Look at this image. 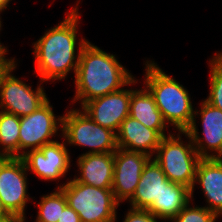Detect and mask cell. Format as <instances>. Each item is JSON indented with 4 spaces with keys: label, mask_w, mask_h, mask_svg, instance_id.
Masks as SVG:
<instances>
[{
    "label": "cell",
    "mask_w": 222,
    "mask_h": 222,
    "mask_svg": "<svg viewBox=\"0 0 222 222\" xmlns=\"http://www.w3.org/2000/svg\"><path fill=\"white\" fill-rule=\"evenodd\" d=\"M77 2L58 25L45 31L44 35L32 44L35 58L34 72L44 83L49 80L55 82L66 79L71 71L76 74L80 52L88 42L82 37L77 39L81 17L78 10L80 0Z\"/></svg>",
    "instance_id": "cell-1"
},
{
    "label": "cell",
    "mask_w": 222,
    "mask_h": 222,
    "mask_svg": "<svg viewBox=\"0 0 222 222\" xmlns=\"http://www.w3.org/2000/svg\"><path fill=\"white\" fill-rule=\"evenodd\" d=\"M116 58L88 41L82 48L74 75L75 94L72 103H85L123 87L137 84L138 80Z\"/></svg>",
    "instance_id": "cell-2"
},
{
    "label": "cell",
    "mask_w": 222,
    "mask_h": 222,
    "mask_svg": "<svg viewBox=\"0 0 222 222\" xmlns=\"http://www.w3.org/2000/svg\"><path fill=\"white\" fill-rule=\"evenodd\" d=\"M143 86L149 90L168 126L186 132L194 119V106L188 90L173 76L166 74L152 60L145 62ZM170 124V125H169Z\"/></svg>",
    "instance_id": "cell-3"
},
{
    "label": "cell",
    "mask_w": 222,
    "mask_h": 222,
    "mask_svg": "<svg viewBox=\"0 0 222 222\" xmlns=\"http://www.w3.org/2000/svg\"><path fill=\"white\" fill-rule=\"evenodd\" d=\"M182 134L189 141L182 140ZM186 143V144H185ZM201 157L186 132H174L162 138L154 160L160 165L167 179L191 189L194 187L196 168Z\"/></svg>",
    "instance_id": "cell-4"
},
{
    "label": "cell",
    "mask_w": 222,
    "mask_h": 222,
    "mask_svg": "<svg viewBox=\"0 0 222 222\" xmlns=\"http://www.w3.org/2000/svg\"><path fill=\"white\" fill-rule=\"evenodd\" d=\"M60 188L67 204L78 213L81 222H116L120 205L112 189H102L75 181H66Z\"/></svg>",
    "instance_id": "cell-5"
},
{
    "label": "cell",
    "mask_w": 222,
    "mask_h": 222,
    "mask_svg": "<svg viewBox=\"0 0 222 222\" xmlns=\"http://www.w3.org/2000/svg\"><path fill=\"white\" fill-rule=\"evenodd\" d=\"M61 136L66 145L90 148L86 153H110L117 150L116 133L96 124L82 109L66 110Z\"/></svg>",
    "instance_id": "cell-6"
},
{
    "label": "cell",
    "mask_w": 222,
    "mask_h": 222,
    "mask_svg": "<svg viewBox=\"0 0 222 222\" xmlns=\"http://www.w3.org/2000/svg\"><path fill=\"white\" fill-rule=\"evenodd\" d=\"M27 168L21 157H0V199L6 211L26 220L28 193ZM28 193V194H27Z\"/></svg>",
    "instance_id": "cell-7"
},
{
    "label": "cell",
    "mask_w": 222,
    "mask_h": 222,
    "mask_svg": "<svg viewBox=\"0 0 222 222\" xmlns=\"http://www.w3.org/2000/svg\"><path fill=\"white\" fill-rule=\"evenodd\" d=\"M18 62H14L1 76L0 79V110L18 117H23L36 111L48 97L43 82L34 90L31 85L14 76Z\"/></svg>",
    "instance_id": "cell-8"
},
{
    "label": "cell",
    "mask_w": 222,
    "mask_h": 222,
    "mask_svg": "<svg viewBox=\"0 0 222 222\" xmlns=\"http://www.w3.org/2000/svg\"><path fill=\"white\" fill-rule=\"evenodd\" d=\"M62 119L63 115L54 114L49 99L36 111L20 117L19 157L29 150L40 149L45 144L56 141L52 137L62 131Z\"/></svg>",
    "instance_id": "cell-9"
},
{
    "label": "cell",
    "mask_w": 222,
    "mask_h": 222,
    "mask_svg": "<svg viewBox=\"0 0 222 222\" xmlns=\"http://www.w3.org/2000/svg\"><path fill=\"white\" fill-rule=\"evenodd\" d=\"M200 104V110L195 109L194 119L186 133L201 158H222V110L205 99ZM196 117L201 118L202 137L196 126Z\"/></svg>",
    "instance_id": "cell-10"
},
{
    "label": "cell",
    "mask_w": 222,
    "mask_h": 222,
    "mask_svg": "<svg viewBox=\"0 0 222 222\" xmlns=\"http://www.w3.org/2000/svg\"><path fill=\"white\" fill-rule=\"evenodd\" d=\"M62 141L45 144L40 149L29 150L22 155L27 171L44 181L59 182V179L66 177V173L71 169V156L65 141Z\"/></svg>",
    "instance_id": "cell-11"
},
{
    "label": "cell",
    "mask_w": 222,
    "mask_h": 222,
    "mask_svg": "<svg viewBox=\"0 0 222 222\" xmlns=\"http://www.w3.org/2000/svg\"><path fill=\"white\" fill-rule=\"evenodd\" d=\"M151 157L144 153L117 148L114 152L112 191L120 204L135 193L143 168Z\"/></svg>",
    "instance_id": "cell-12"
},
{
    "label": "cell",
    "mask_w": 222,
    "mask_h": 222,
    "mask_svg": "<svg viewBox=\"0 0 222 222\" xmlns=\"http://www.w3.org/2000/svg\"><path fill=\"white\" fill-rule=\"evenodd\" d=\"M131 89L116 92L85 103L82 109L96 124L117 133L122 121L129 116Z\"/></svg>",
    "instance_id": "cell-13"
},
{
    "label": "cell",
    "mask_w": 222,
    "mask_h": 222,
    "mask_svg": "<svg viewBox=\"0 0 222 222\" xmlns=\"http://www.w3.org/2000/svg\"><path fill=\"white\" fill-rule=\"evenodd\" d=\"M199 184L204 193L205 207L222 216V158H201L196 168L194 187L191 190V199L196 184Z\"/></svg>",
    "instance_id": "cell-14"
},
{
    "label": "cell",
    "mask_w": 222,
    "mask_h": 222,
    "mask_svg": "<svg viewBox=\"0 0 222 222\" xmlns=\"http://www.w3.org/2000/svg\"><path fill=\"white\" fill-rule=\"evenodd\" d=\"M162 138L156 130L147 128L130 116L122 121L116 133L118 148L144 153L151 158L155 155Z\"/></svg>",
    "instance_id": "cell-15"
},
{
    "label": "cell",
    "mask_w": 222,
    "mask_h": 222,
    "mask_svg": "<svg viewBox=\"0 0 222 222\" xmlns=\"http://www.w3.org/2000/svg\"><path fill=\"white\" fill-rule=\"evenodd\" d=\"M79 175L75 181L102 189H112L114 173V152L84 153L77 159Z\"/></svg>",
    "instance_id": "cell-16"
},
{
    "label": "cell",
    "mask_w": 222,
    "mask_h": 222,
    "mask_svg": "<svg viewBox=\"0 0 222 222\" xmlns=\"http://www.w3.org/2000/svg\"><path fill=\"white\" fill-rule=\"evenodd\" d=\"M166 180L160 165L154 158H150L143 168L135 193L128 202L130 207L147 210L154 200H159Z\"/></svg>",
    "instance_id": "cell-17"
},
{
    "label": "cell",
    "mask_w": 222,
    "mask_h": 222,
    "mask_svg": "<svg viewBox=\"0 0 222 222\" xmlns=\"http://www.w3.org/2000/svg\"><path fill=\"white\" fill-rule=\"evenodd\" d=\"M129 116L144 124L147 128L156 130L162 137L172 134H165L169 128L162 113L159 111L153 96L145 87L137 90L131 88V99Z\"/></svg>",
    "instance_id": "cell-18"
},
{
    "label": "cell",
    "mask_w": 222,
    "mask_h": 222,
    "mask_svg": "<svg viewBox=\"0 0 222 222\" xmlns=\"http://www.w3.org/2000/svg\"><path fill=\"white\" fill-rule=\"evenodd\" d=\"M189 202H192L191 189L167 179L159 200H154L147 210L158 220L170 222Z\"/></svg>",
    "instance_id": "cell-19"
},
{
    "label": "cell",
    "mask_w": 222,
    "mask_h": 222,
    "mask_svg": "<svg viewBox=\"0 0 222 222\" xmlns=\"http://www.w3.org/2000/svg\"><path fill=\"white\" fill-rule=\"evenodd\" d=\"M20 117L0 110V157H19Z\"/></svg>",
    "instance_id": "cell-20"
},
{
    "label": "cell",
    "mask_w": 222,
    "mask_h": 222,
    "mask_svg": "<svg viewBox=\"0 0 222 222\" xmlns=\"http://www.w3.org/2000/svg\"><path fill=\"white\" fill-rule=\"evenodd\" d=\"M36 204L37 217L34 222H58L63 209L67 205L66 197L60 188L50 194H44Z\"/></svg>",
    "instance_id": "cell-21"
},
{
    "label": "cell",
    "mask_w": 222,
    "mask_h": 222,
    "mask_svg": "<svg viewBox=\"0 0 222 222\" xmlns=\"http://www.w3.org/2000/svg\"><path fill=\"white\" fill-rule=\"evenodd\" d=\"M208 62L210 67V92L205 100L222 110V52H216Z\"/></svg>",
    "instance_id": "cell-22"
},
{
    "label": "cell",
    "mask_w": 222,
    "mask_h": 222,
    "mask_svg": "<svg viewBox=\"0 0 222 222\" xmlns=\"http://www.w3.org/2000/svg\"><path fill=\"white\" fill-rule=\"evenodd\" d=\"M189 202L171 221L172 222H215L219 216L205 206H190Z\"/></svg>",
    "instance_id": "cell-23"
},
{
    "label": "cell",
    "mask_w": 222,
    "mask_h": 222,
    "mask_svg": "<svg viewBox=\"0 0 222 222\" xmlns=\"http://www.w3.org/2000/svg\"><path fill=\"white\" fill-rule=\"evenodd\" d=\"M158 218L148 210L144 209H128L124 216L123 222H158Z\"/></svg>",
    "instance_id": "cell-24"
},
{
    "label": "cell",
    "mask_w": 222,
    "mask_h": 222,
    "mask_svg": "<svg viewBox=\"0 0 222 222\" xmlns=\"http://www.w3.org/2000/svg\"><path fill=\"white\" fill-rule=\"evenodd\" d=\"M58 222H81V219L68 204L65 206V208L62 211V214L60 216V219Z\"/></svg>",
    "instance_id": "cell-25"
},
{
    "label": "cell",
    "mask_w": 222,
    "mask_h": 222,
    "mask_svg": "<svg viewBox=\"0 0 222 222\" xmlns=\"http://www.w3.org/2000/svg\"><path fill=\"white\" fill-rule=\"evenodd\" d=\"M7 56L5 55H0V79L1 76L4 74V72L16 61L15 57L14 58H6Z\"/></svg>",
    "instance_id": "cell-26"
},
{
    "label": "cell",
    "mask_w": 222,
    "mask_h": 222,
    "mask_svg": "<svg viewBox=\"0 0 222 222\" xmlns=\"http://www.w3.org/2000/svg\"><path fill=\"white\" fill-rule=\"evenodd\" d=\"M3 12V10H0V15ZM0 17V31L2 30V21H1ZM8 49L6 48V46L3 45V43L0 42V55H7Z\"/></svg>",
    "instance_id": "cell-27"
},
{
    "label": "cell",
    "mask_w": 222,
    "mask_h": 222,
    "mask_svg": "<svg viewBox=\"0 0 222 222\" xmlns=\"http://www.w3.org/2000/svg\"><path fill=\"white\" fill-rule=\"evenodd\" d=\"M11 215L6 211L5 207L2 204V201L0 199V220L4 219V218H8Z\"/></svg>",
    "instance_id": "cell-28"
},
{
    "label": "cell",
    "mask_w": 222,
    "mask_h": 222,
    "mask_svg": "<svg viewBox=\"0 0 222 222\" xmlns=\"http://www.w3.org/2000/svg\"><path fill=\"white\" fill-rule=\"evenodd\" d=\"M0 222H22V221L19 218L11 215L8 218H4V219L0 220Z\"/></svg>",
    "instance_id": "cell-29"
},
{
    "label": "cell",
    "mask_w": 222,
    "mask_h": 222,
    "mask_svg": "<svg viewBox=\"0 0 222 222\" xmlns=\"http://www.w3.org/2000/svg\"><path fill=\"white\" fill-rule=\"evenodd\" d=\"M12 0H0V10L5 11V9L9 6L8 4Z\"/></svg>",
    "instance_id": "cell-30"
}]
</instances>
